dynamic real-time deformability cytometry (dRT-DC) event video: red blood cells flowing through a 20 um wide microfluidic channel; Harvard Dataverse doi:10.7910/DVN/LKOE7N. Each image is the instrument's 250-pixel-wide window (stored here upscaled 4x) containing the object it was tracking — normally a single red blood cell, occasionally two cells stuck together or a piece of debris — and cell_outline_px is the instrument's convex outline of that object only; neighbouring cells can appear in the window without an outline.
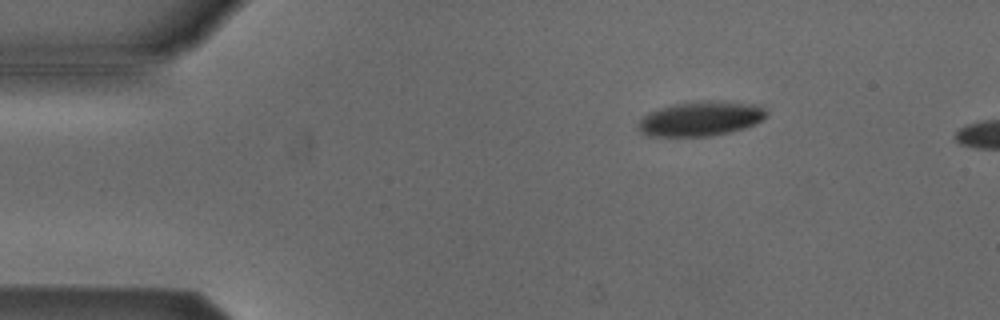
{"species": "Egyptian fruit bat (a non-hibernating species)", "species_latin": "Rousettus aegyptiacus", "temperature_condition": "cold", "stored_images_in_passage": 5, "camera_frame_rate_fps": 3000, "um_per_image_px": 0.085, "animal": {"sex": "male"}, "frame": {"image": 1, "passage_image": 2, "time_ms": 1.333, "image_size_px": [1000, 320], "cell_outline_px": [[768, 116], [744, 128], [712, 136], [648, 136], [640, 132], [636, 128], [640, 120], [648, 112], [660, 108], [676, 104], [764, 104], [768, 112]], "centroid_in_image_um": [59.52, 10.15], "position_along_channel_um": 25.5, "area_um2": 24.74}}